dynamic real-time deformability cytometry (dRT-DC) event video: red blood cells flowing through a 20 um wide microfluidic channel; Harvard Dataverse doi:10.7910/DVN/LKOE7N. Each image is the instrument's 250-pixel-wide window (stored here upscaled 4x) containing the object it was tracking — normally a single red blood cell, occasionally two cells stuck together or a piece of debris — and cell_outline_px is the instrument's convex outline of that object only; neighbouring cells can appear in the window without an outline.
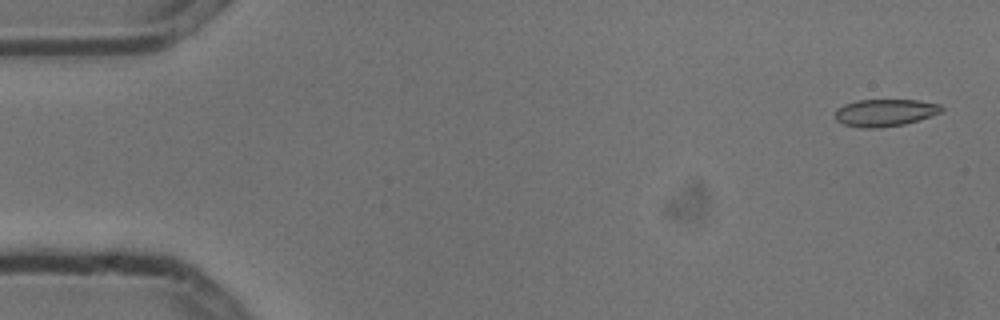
{"species": "common noctule bat (a hibernating species)", "species_latin": "Nyctalus noctula", "temperature_condition": "cold", "stored_images_in_passage": 4, "camera_frame_rate_fps": 3000, "um_per_image_px": 0.085, "animal": {"sex": "male", "body_mass_g": 13.3}, "frame": {"image": 1, "passage_image": 1, "time_ms": 0.0, "image_size_px": [1000, 320], "cell_outline_px": [[944, 108], [940, 112], [904, 124], [880, 128], [864, 128], [844, 124], [836, 120], [836, 108], [844, 104], [856, 100], [916, 100], [940, 104]], "centroid_in_image_um": [75.18, 9.57], "position_along_channel_um": 9.8, "area_um2": 16.7}}
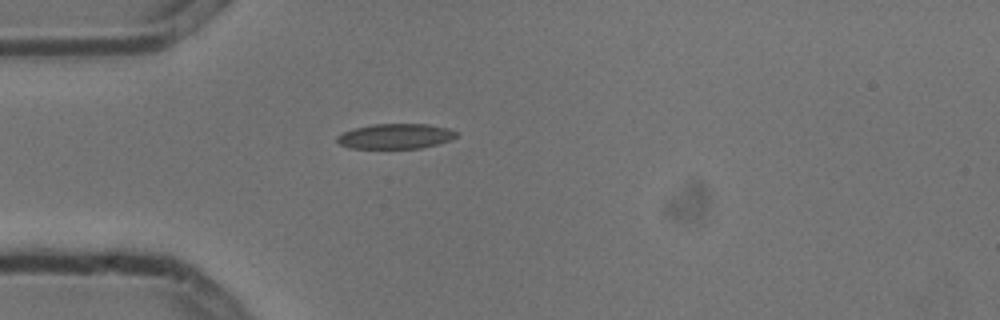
{"frame": {"image": 2, "passage_image": 4, "time_ms": 1.0, "image_size_px": [1000, 320], "cell_outline_px": [[456, 136], [448, 140], [436, 144], [420, 148], [348, 148], [340, 144], [336, 140], [336, 136], [344, 132], [356, 128], [372, 124], [428, 124], [448, 128], [456, 132]], "centroid_in_image_um": [33.58, 11.58], "position_along_channel_um": 51.4, "area_um2": 17.22}}